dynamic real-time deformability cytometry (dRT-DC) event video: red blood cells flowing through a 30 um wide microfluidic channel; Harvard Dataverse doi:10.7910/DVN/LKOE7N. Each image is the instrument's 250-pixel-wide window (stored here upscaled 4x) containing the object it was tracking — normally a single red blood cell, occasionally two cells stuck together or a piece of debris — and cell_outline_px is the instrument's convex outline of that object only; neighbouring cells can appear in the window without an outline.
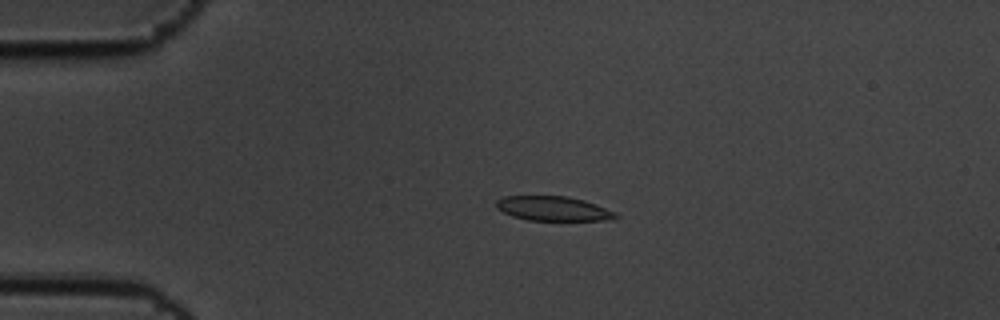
{"species": "common noctule bat (a hibernating species)", "species_latin": "Nyctalus noctula", "temperature_condition": "cold", "stored_images_in_passage": 46, "camera_frame_rate_fps": 3000, "um_per_image_px": 0.085, "animal": {"sex": "male", "body_mass_g": 19.5, "forearm_length_mm": 54.6}, "frame": {"image": 1, "passage_image": 1, "time_ms": 0.0, "image_size_px": [1000, 320], "cell_outline_px": [[620, 216], [608, 220], [528, 220], [512, 216], [496, 208], [496, 200], [504, 196], [568, 196], [584, 200], [596, 204], [616, 212]], "centroid_in_image_um": [47.03, 17.72], "position_along_channel_um": 38.0, "area_um2": 17.05}}
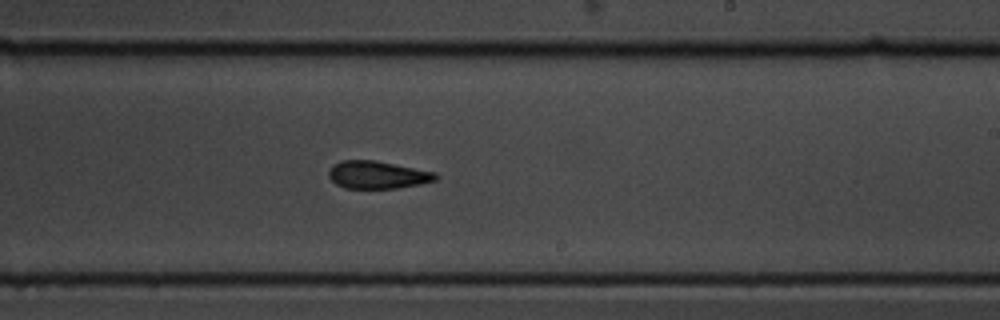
{"frame": {"image": 2, "passage_image": 23, "time_ms": 7.333, "image_size_px": [1000, 320], "cell_outline_px": [[440, 176], [436, 180], [420, 184], [396, 188], [344, 188], [336, 184], [328, 176], [328, 172], [332, 164], [340, 160], [376, 160], [436, 172]], "centroid_in_image_um": [32.08, 14.85], "position_along_channel_um": 256.9, "area_um2": 17.4}}
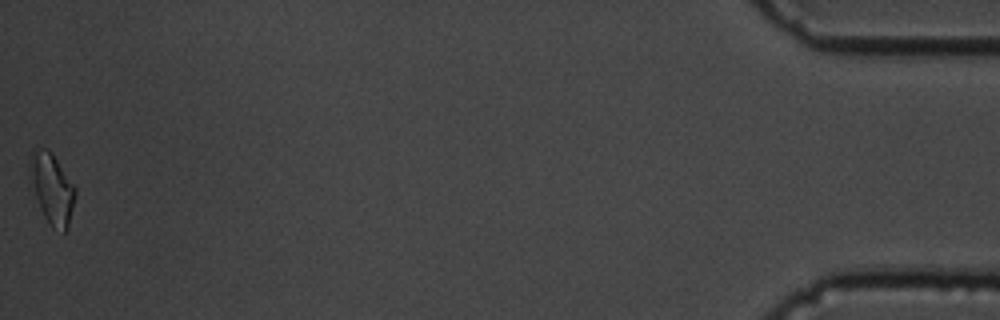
{"frame": {"image": 3, "passage_image": 46, "time_ms": 15.0, "image_size_px": [1000, 320], "cell_outline_px": [[76, 196], [68, 228], [64, 232], [52, 228], [44, 216], [28, 188], [28, 160], [32, 148], [48, 148], [52, 152], [76, 188]], "centroid_in_image_um": [4.34, 15.99], "position_along_channel_um": 430.9, "area_um2": 19.65}, "authors_computed_cell_mechanics": {"area_um2": 17.5712, "velocity_mm_per_s": 3.4724, "shape_relaxation_time_tau1_ms": 4.062, "shape_relaxation_time_tau2_ms": 4.3157, "deformation_change_tau1": 0.1204, "deformation_change_tau2": 0.1018}}